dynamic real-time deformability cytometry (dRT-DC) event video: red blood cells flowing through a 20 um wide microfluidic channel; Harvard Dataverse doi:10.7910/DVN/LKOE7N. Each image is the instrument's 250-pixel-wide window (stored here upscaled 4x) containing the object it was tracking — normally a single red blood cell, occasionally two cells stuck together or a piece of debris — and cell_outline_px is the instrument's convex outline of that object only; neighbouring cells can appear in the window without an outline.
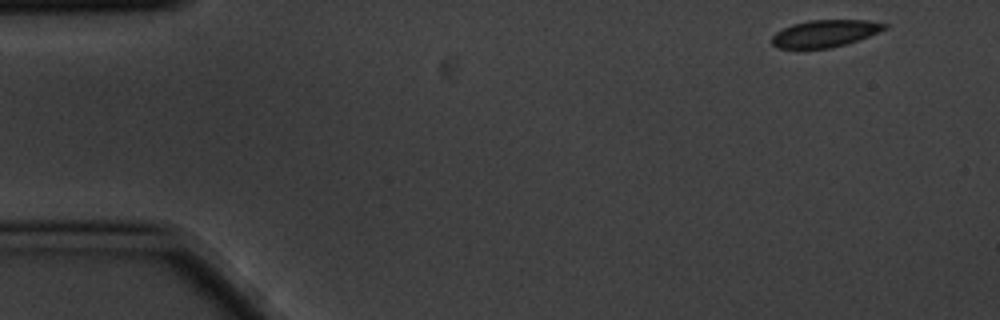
{"species": "common noctule bat (a hibernating species)", "species_latin": "Nyctalus noctula", "temperature_condition": "cold", "stored_images_in_passage": 7, "camera_frame_rate_fps": 3000, "um_per_image_px": 0.085, "animal": {"sex": "male", "body_mass_g": 20.1, "forearm_length_mm": 53.5}, "frame": {"image": 1, "passage_image": 1, "time_ms": 0.0, "image_size_px": [1000, 320], "cell_outline_px": [[888, 28], [868, 36], [832, 48], [776, 48], [772, 44], [772, 36], [776, 32], [792, 24], [808, 20], [868, 20], [888, 24]], "centroid_in_image_um": [70.11, 2.83], "position_along_channel_um": 14.9, "area_um2": 17.69}}
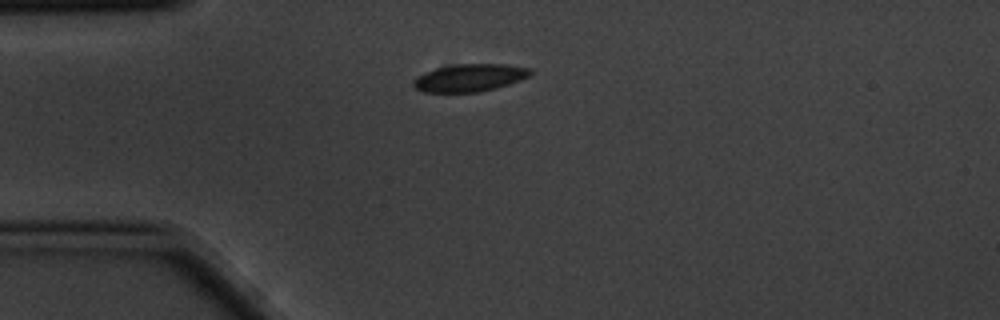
{"frame": {"image": 2, "passage_image": 3, "time_ms": 0.667, "image_size_px": [1000, 320], "cell_outline_px": [[532, 72], [528, 76], [520, 80], [496, 88], [480, 92], [424, 92], [416, 88], [412, 84], [412, 80], [416, 76], [424, 72], [436, 68], [452, 64], [508, 64], [532, 68]], "centroid_in_image_um": [39.9, 6.6], "position_along_channel_um": 45.1, "area_um2": 18.96}}